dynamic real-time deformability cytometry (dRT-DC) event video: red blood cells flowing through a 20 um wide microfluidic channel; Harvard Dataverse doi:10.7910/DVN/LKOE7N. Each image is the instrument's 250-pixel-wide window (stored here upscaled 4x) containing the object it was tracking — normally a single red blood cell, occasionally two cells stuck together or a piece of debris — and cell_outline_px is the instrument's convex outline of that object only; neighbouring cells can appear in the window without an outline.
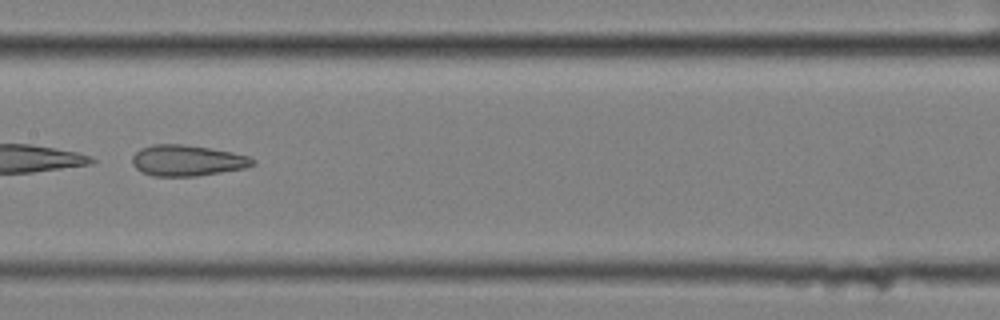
{"species": "common noctule bat (a hibernating species)", "species_latin": "Nyctalus noctula", "temperature_condition": "cold", "stored_images_in_passage": 36, "camera_frame_rate_fps": 3000, "um_per_image_px": 0.085, "animal": {"sex": "female", "body_mass_g": 25.1}, "frame": {"image": 1, "passage_image": 20, "time_ms": 6.333, "image_size_px": [1000, 320], "cell_outline_px": [[256, 164], [244, 168], [196, 176], [152, 176], [136, 168], [132, 164], [132, 156], [140, 148], [152, 144], [180, 144], [208, 148], [232, 152], [248, 156], [256, 160]], "centroid_in_image_um": [15.9, 13.64], "position_along_channel_um": 191.5, "area_um2": 21.62}}